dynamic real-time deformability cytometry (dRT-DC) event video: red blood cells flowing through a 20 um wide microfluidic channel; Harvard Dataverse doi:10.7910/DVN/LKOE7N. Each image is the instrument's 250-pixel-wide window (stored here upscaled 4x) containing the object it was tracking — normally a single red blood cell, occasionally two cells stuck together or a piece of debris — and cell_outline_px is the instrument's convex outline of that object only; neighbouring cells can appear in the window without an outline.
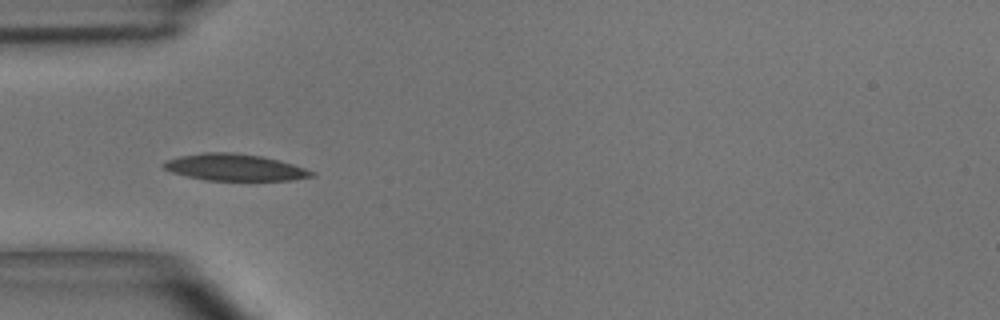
{"species": "common noctule bat (a hibernating species)", "species_latin": "Nyctalus noctula", "temperature_condition": "room temperature", "stored_images_in_passage": 5, "camera_frame_rate_fps": 3000, "um_per_image_px": 0.085, "animal": {"sex": "male", "body_mass_g": 15.6}, "frame": {"image": 1, "passage_image": 3, "time_ms": 0.667, "image_size_px": [1000, 320], "cell_outline_px": [[316, 176], [292, 180], [204, 180], [172, 172], [164, 168], [160, 164], [164, 160], [180, 156], [204, 152], [232, 152], [264, 156], [292, 164], [316, 172]], "centroid_in_image_um": [19.95, 14.22], "position_along_channel_um": 65.1, "area_um2": 23.12}}
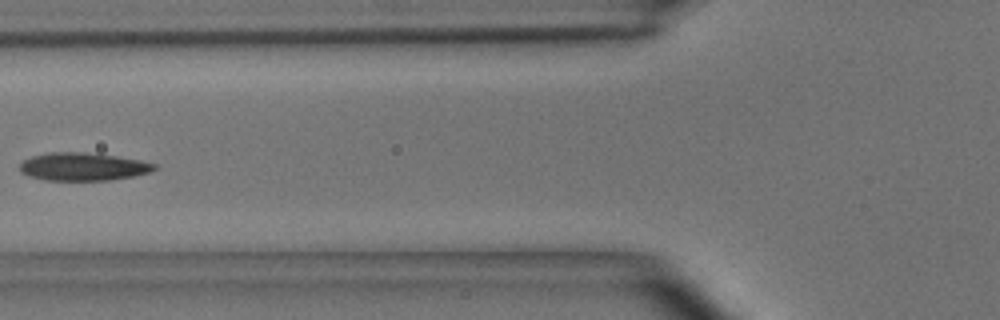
{"frame": {"image": 2, "passage_image": 4, "time_ms": 1.0, "image_size_px": [1000, 320], "cell_outline_px": [[156, 168], [148, 172], [136, 176], [108, 180], [44, 180], [28, 176], [20, 172], [20, 164], [24, 160], [32, 156], [48, 152], [84, 152], [116, 156], [140, 160], [156, 164]], "centroid_in_image_um": [7.03, 14.16], "position_along_channel_um": 118.8, "area_um2": 21.91}}